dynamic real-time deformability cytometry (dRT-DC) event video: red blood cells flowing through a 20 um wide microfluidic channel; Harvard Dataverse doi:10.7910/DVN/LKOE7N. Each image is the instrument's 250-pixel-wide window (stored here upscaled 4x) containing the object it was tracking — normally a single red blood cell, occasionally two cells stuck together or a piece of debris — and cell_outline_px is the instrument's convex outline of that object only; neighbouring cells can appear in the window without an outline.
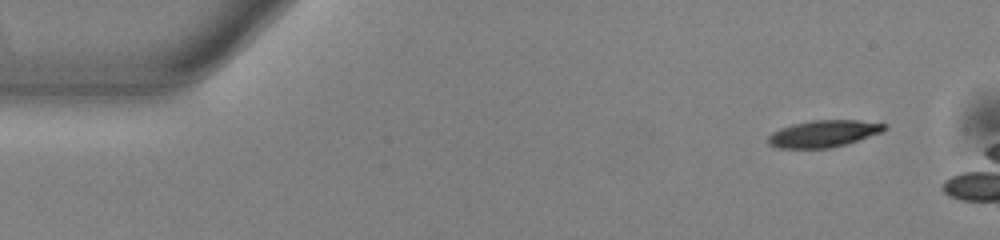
{"species": "common noctule bat (a hibernating species)", "species_latin": "Nyctalus noctula", "temperature_condition": "warm", "stored_images_in_passage": 6, "camera_frame_rate_fps": 3000, "um_per_image_px": 0.085, "animal": {"sex": "male", "body_mass_g": 13.0, "forearm_length_mm": 53.1}, "frame": {"image": 1, "passage_image": 1, "time_ms": 0.0, "image_size_px": [1000, 240], "cell_outline_px": [[888, 128], [884, 132], [832, 148], [780, 148], [768, 144], [768, 136], [772, 132], [780, 128], [792, 124], [812, 120], [856, 120], [888, 124]], "centroid_in_image_um": [70.03, 11.35], "position_along_channel_um": 15.0, "area_um2": 18.32}}